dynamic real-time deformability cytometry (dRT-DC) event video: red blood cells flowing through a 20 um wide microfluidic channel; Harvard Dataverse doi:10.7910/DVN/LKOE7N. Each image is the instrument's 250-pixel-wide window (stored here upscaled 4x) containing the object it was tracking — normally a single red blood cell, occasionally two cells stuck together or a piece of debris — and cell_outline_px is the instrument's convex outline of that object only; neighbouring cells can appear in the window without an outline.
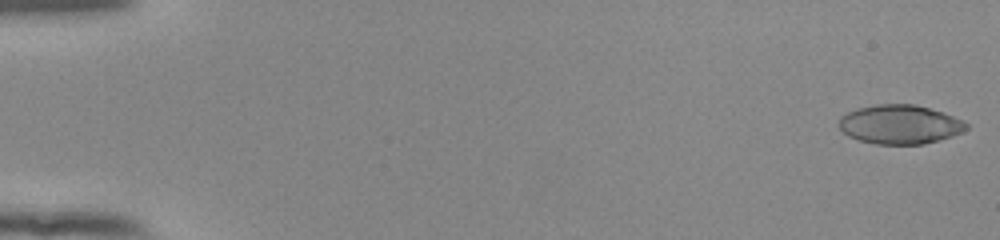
{"species": "human", "species_latin": "Homo sapiens", "temperature_condition": "room temperature", "stored_images_in_passage": 53, "camera_frame_rate_fps": 3000, "um_per_image_px": 0.085, "donor": {"sex": "female"}, "frame": {"image": 1, "passage_image": 1, "time_ms": 0.0, "image_size_px": [1000, 240], "cell_outline_px": [[968, 128], [952, 136], [924, 144], [876, 144], [860, 140], [848, 136], [840, 128], [840, 116], [856, 108], [876, 104], [916, 104], [944, 112], [964, 120], [968, 124]], "centroid_in_image_um": [76.51, 10.56], "position_along_channel_um": 8.5, "area_um2": 29.07}}
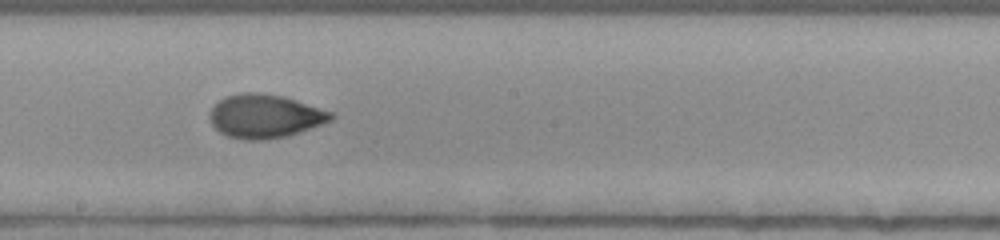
{"frame": {"image": 2, "passage_image": 31, "time_ms": 10.0, "image_size_px": [1000, 240], "cell_outline_px": [[336, 116], [332, 120], [288, 136], [264, 140], [244, 140], [228, 136], [220, 132], [212, 124], [208, 116], [212, 108], [224, 96], [240, 92], [256, 92], [284, 96], [332, 112]], "centroid_in_image_um": [22.5, 9.87], "position_along_channel_um": 225.7, "area_um2": 30.87}}
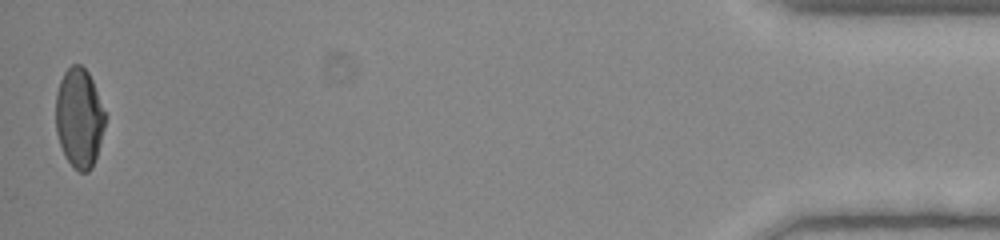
{"frame": {"image": 3, "passage_image": 53, "time_ms": 17.333, "image_size_px": [1000, 240], "cell_outline_px": [[104, 128], [96, 156], [92, 168], [88, 172], [80, 172], [64, 156], [56, 132], [56, 92], [60, 80], [64, 72], [72, 64], [80, 64], [88, 72], [92, 80], [104, 112]], "centroid_in_image_um": [6.71, 10.01], "position_along_channel_um": 428.5, "area_um2": 28.26}, "authors_computed_cell_mechanics": {"area_um2": 29.767, "velocity_mm_per_s": 3.9213, "shape_relaxation_time_tau1_ms": 6.1963, "shape_relaxation_time_tau2_ms": 1.15, "deformation_change_tau1": 0.1938, "deformation_change_tau2": 0.0486}}